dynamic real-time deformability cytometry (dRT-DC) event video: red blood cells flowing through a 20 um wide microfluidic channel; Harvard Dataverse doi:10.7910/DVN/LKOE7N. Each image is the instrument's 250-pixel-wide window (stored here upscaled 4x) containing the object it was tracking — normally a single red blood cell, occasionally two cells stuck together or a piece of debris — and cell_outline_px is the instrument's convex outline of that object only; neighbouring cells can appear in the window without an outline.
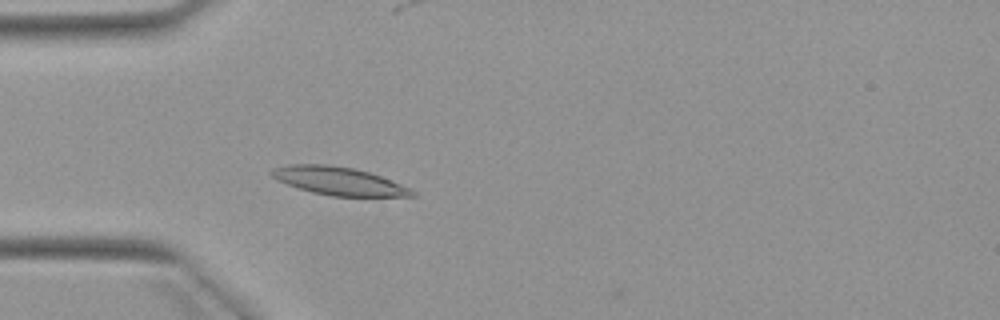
{"species": "Egyptian fruit bat (a non-hibernating species)", "species_latin": "Rousettus aegyptiacus", "temperature_condition": "warm", "stored_images_in_passage": 4, "camera_frame_rate_fps": 3000, "um_per_image_px": 0.085, "animal": {"sex": "female"}, "frame": {"image": 1, "passage_image": 4, "time_ms": 3.667, "image_size_px": [1000, 320], "cell_outline_px": [[416, 196], [332, 196], [312, 192], [276, 180], [268, 172], [272, 168], [288, 164], [328, 164], [352, 168], [368, 172], [380, 176], [400, 184], [416, 192]], "centroid_in_image_um": [28.74, 15.37], "position_along_channel_um": 56.3, "area_um2": 22.77}}